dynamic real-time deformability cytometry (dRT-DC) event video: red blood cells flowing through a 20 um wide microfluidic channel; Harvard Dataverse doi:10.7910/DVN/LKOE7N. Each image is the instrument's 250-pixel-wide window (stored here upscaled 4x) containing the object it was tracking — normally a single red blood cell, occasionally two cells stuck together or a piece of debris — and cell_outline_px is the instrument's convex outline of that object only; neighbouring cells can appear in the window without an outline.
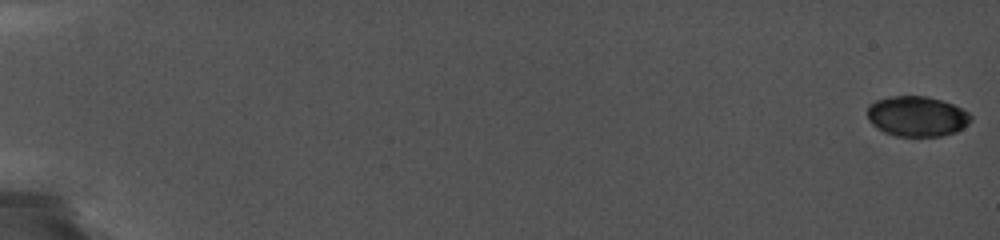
{"species": "common noctule bat (a hibernating species)", "species_latin": "Nyctalus noctula", "temperature_condition": "cold", "stored_images_in_passage": 32, "camera_frame_rate_fps": 5000, "um_per_image_px": 0.085, "animal": {"sex": "female", "body_mass_g": 19.0, "forearm_length_mm": 56.7}, "frame": {"image": 1, "passage_image": 1, "time_ms": 0.0, "image_size_px": [1000, 240], "cell_outline_px": [[972, 120], [968, 124], [956, 132], [940, 136], [896, 136], [884, 132], [876, 128], [868, 120], [868, 104], [876, 100], [892, 96], [928, 96], [952, 104], [968, 112], [972, 116]], "centroid_in_image_um": [77.93, 9.89], "position_along_channel_um": 7.1, "area_um2": 24.33}}
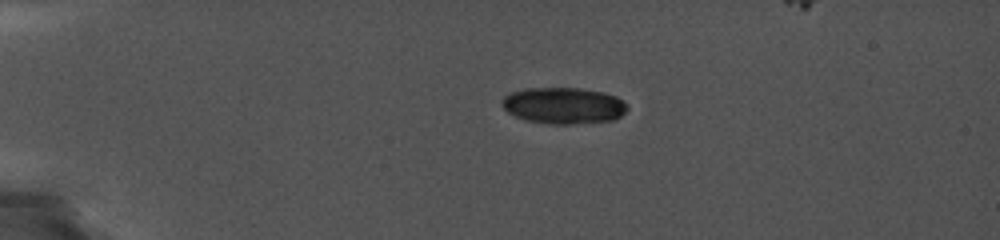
{"frame": {"image": 2, "passage_image": 23, "time_ms": 4.6, "image_size_px": [1000, 240], "cell_outline_px": [[628, 108], [620, 116], [612, 120], [572, 124], [548, 124], [524, 120], [508, 112], [500, 104], [500, 100], [508, 92], [524, 88], [580, 88], [604, 92], [616, 96], [628, 104]], "centroid_in_image_um": [47.86, 8.96], "position_along_channel_um": 37.1, "area_um2": 26.88}}